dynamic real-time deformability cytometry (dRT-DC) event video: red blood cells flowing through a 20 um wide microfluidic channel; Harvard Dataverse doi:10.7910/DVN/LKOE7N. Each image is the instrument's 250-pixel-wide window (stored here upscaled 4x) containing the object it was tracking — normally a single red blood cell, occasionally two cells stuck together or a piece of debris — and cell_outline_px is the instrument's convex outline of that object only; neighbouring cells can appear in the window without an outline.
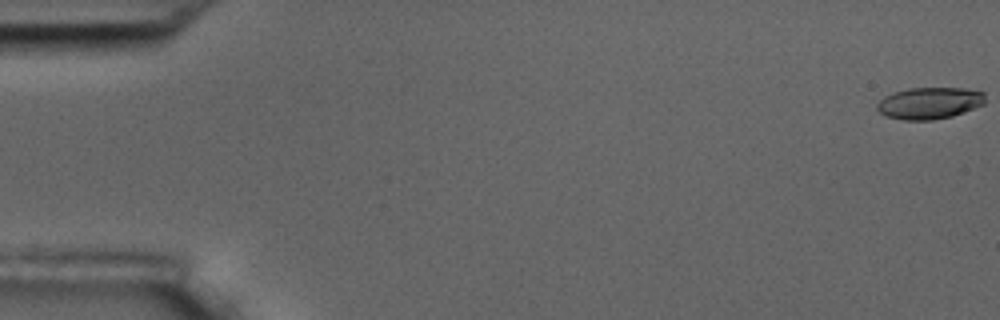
{"species": "common noctule bat (a hibernating species)", "species_latin": "Nyctalus noctula", "temperature_condition": "room temperature", "stored_images_in_passage": 5, "camera_frame_rate_fps": 3000, "um_per_image_px": 0.085, "animal": {"sex": "male", "body_mass_g": 17.5, "forearm_length_mm": 52.3}, "frame": {"image": 1, "passage_image": 1, "time_ms": 0.0, "image_size_px": [1000, 320], "cell_outline_px": [[984, 104], [964, 112], [952, 116], [932, 120], [900, 120], [884, 116], [876, 108], [876, 104], [884, 96], [892, 92], [908, 88], [964, 88], [984, 92]], "centroid_in_image_um": [78.96, 8.76], "position_along_channel_um": 6.0, "area_um2": 20.17}}
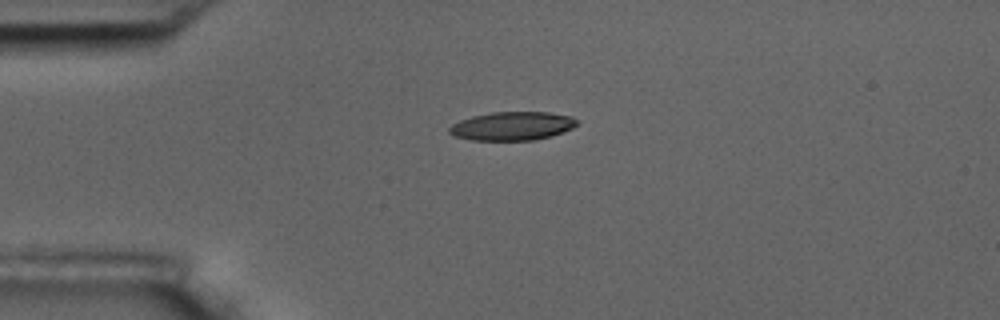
{"frame": {"image": 2, "passage_image": 5, "time_ms": 4.667, "image_size_px": [1000, 320], "cell_outline_px": [[580, 124], [564, 132], [552, 136], [536, 140], [472, 140], [452, 136], [448, 132], [448, 128], [452, 124], [460, 120], [472, 116], [492, 112], [548, 112], [572, 116]], "centroid_in_image_um": [43.55, 10.71], "position_along_channel_um": 41.5, "area_um2": 21.5}}